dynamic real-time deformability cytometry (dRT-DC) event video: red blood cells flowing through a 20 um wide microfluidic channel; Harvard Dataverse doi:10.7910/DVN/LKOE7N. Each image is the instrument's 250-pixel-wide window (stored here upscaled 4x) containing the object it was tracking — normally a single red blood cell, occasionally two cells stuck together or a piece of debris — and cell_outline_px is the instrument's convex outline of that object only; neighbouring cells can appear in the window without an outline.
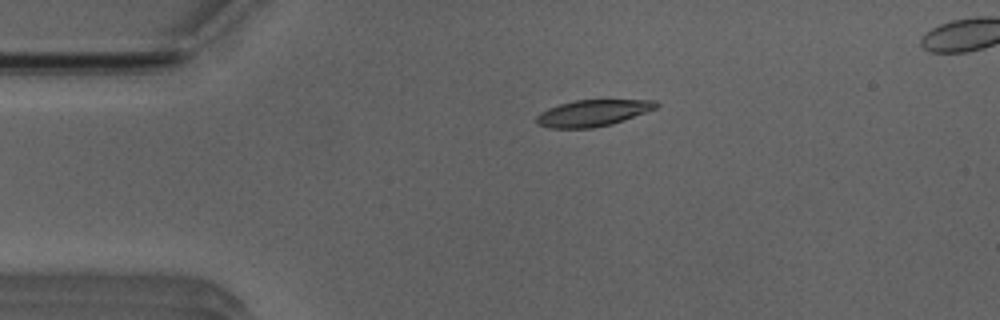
{"species": "Egyptian fruit bat (a non-hibernating species)", "species_latin": "Rousettus aegyptiacus", "temperature_condition": "room temperature", "stored_images_in_passage": 37, "camera_frame_rate_fps": 3000, "um_per_image_px": 0.085, "animal": {"sex": "male"}, "frame": {"image": 1, "passage_image": 1, "time_ms": 0.0, "image_size_px": [1000, 320], "cell_outline_px": [[660, 104], [656, 108], [612, 124], [592, 128], [548, 128], [536, 124], [536, 116], [540, 112], [548, 108], [560, 104], [576, 100], [656, 100]], "centroid_in_image_um": [50.35, 9.61], "position_along_channel_um": 34.6, "area_um2": 18.38}}
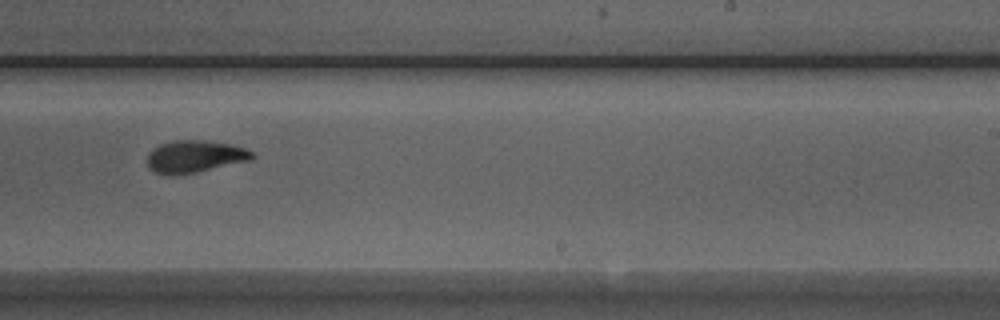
{"frame": {"image": 2, "passage_image": 22, "time_ms": 7.0, "image_size_px": [1000, 320], "cell_outline_px": [[256, 156], [252, 160], [196, 172], [156, 172], [148, 164], [148, 156], [152, 148], [160, 144], [172, 140], [204, 140], [232, 144], [244, 148], [252, 152]], "centroid_in_image_um": [16.64, 13.25], "position_along_channel_um": 272.4, "area_um2": 19.13}}
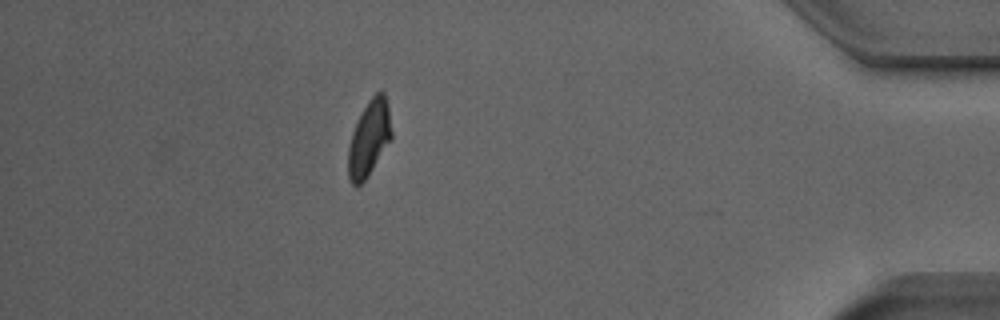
{"frame": {"image": 3, "passage_image": 36, "time_ms": 11.667, "image_size_px": [1000, 320], "cell_outline_px": [[392, 140], [364, 180], [360, 184], [352, 184], [348, 176], [348, 148], [352, 132], [368, 100], [376, 92], [384, 92], [388, 104], [392, 132]], "centroid_in_image_um": [31.39, 11.74], "position_along_channel_um": 403.8, "area_um2": 18.9}, "authors_computed_cell_mechanics": {"area_um2": 19.5364, "velocity_mm_per_s": 3.9177, "shape_relaxation_time_tau1_ms": 3.4371, "shape_relaxation_time_tau2_ms": 1.6444, "deformation_change_tau1": 0.1692, "deformation_change_tau2": 0.0694}}